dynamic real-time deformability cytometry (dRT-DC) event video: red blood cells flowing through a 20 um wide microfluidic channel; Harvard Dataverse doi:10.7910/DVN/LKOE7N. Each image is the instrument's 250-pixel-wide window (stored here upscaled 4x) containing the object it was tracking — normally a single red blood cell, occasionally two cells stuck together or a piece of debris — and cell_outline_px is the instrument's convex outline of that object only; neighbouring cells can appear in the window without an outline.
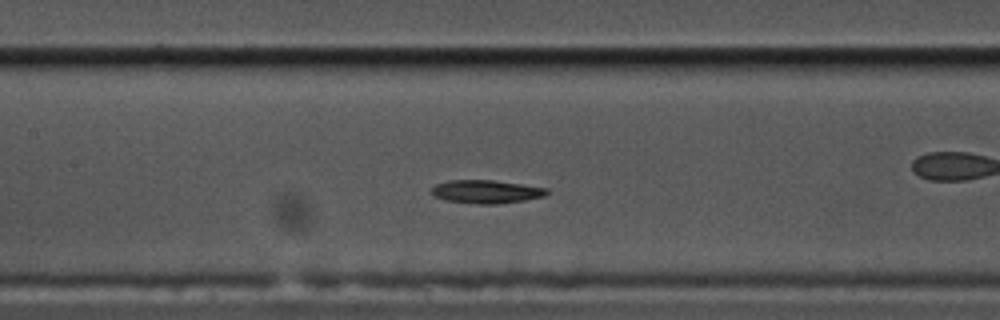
{"species": "common noctule bat (a hibernating species)", "species_latin": "Nyctalus noctula", "temperature_condition": "cold", "stored_images_in_passage": 36, "camera_frame_rate_fps": 3000, "um_per_image_px": 0.085, "animal": {"sex": "male", "body_mass_g": 17.5, "forearm_length_mm": 52.3}, "frame": {"image": 1, "passage_image": 21, "time_ms": 6.667, "image_size_px": [1000, 320], "cell_outline_px": [[548, 192], [544, 196], [524, 200], [496, 204], [480, 204], [448, 200], [432, 196], [432, 188], [436, 184], [448, 180], [496, 180], [548, 188]], "centroid_in_image_um": [41.33, 16.28], "position_along_channel_um": 166.1, "area_um2": 15.55}}
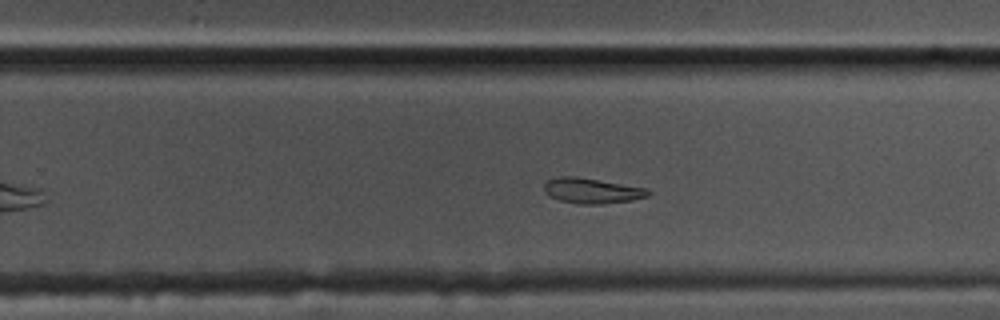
{"frame": {"image": 2, "passage_image": 31, "time_ms": 10.0, "image_size_px": [1000, 320], "cell_outline_px": [[652, 192], [648, 196], [632, 200], [604, 204], [580, 204], [560, 200], [548, 196], [544, 192], [544, 184], [548, 180], [560, 176], [576, 176], [648, 188]], "centroid_in_image_um": [50.32, 16.21], "position_along_channel_um": 279.5, "area_um2": 15.49}}